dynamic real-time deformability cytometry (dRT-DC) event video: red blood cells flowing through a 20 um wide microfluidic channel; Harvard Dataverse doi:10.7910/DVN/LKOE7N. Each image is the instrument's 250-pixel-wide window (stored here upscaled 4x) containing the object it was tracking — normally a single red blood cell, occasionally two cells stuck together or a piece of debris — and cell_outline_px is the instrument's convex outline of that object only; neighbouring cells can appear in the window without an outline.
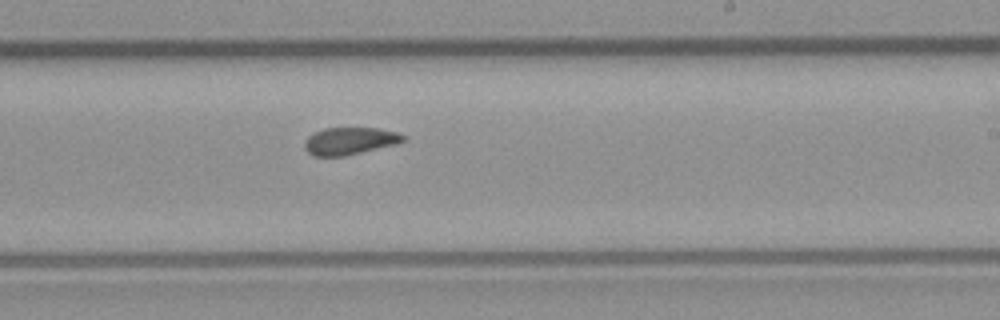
{"species": "common noctule bat (a hibernating species)", "species_latin": "Nyctalus noctula", "temperature_condition": "room temperature", "stored_images_in_passage": 9, "camera_frame_rate_fps": 3000, "um_per_image_px": 0.085, "animal": {"sex": "male", "body_mass_g": 23.1, "forearm_length_mm": 52.7}, "frame": {"image": 1, "passage_image": 9, "time_ms": 2.667, "image_size_px": [1000, 320], "cell_outline_px": [[404, 140], [396, 144], [344, 156], [316, 156], [308, 152], [304, 148], [304, 140], [308, 136], [324, 128], [380, 128], [396, 132], [404, 136]], "centroid_in_image_um": [29.7, 11.98], "position_along_channel_um": 259.3, "area_um2": 15.55}}